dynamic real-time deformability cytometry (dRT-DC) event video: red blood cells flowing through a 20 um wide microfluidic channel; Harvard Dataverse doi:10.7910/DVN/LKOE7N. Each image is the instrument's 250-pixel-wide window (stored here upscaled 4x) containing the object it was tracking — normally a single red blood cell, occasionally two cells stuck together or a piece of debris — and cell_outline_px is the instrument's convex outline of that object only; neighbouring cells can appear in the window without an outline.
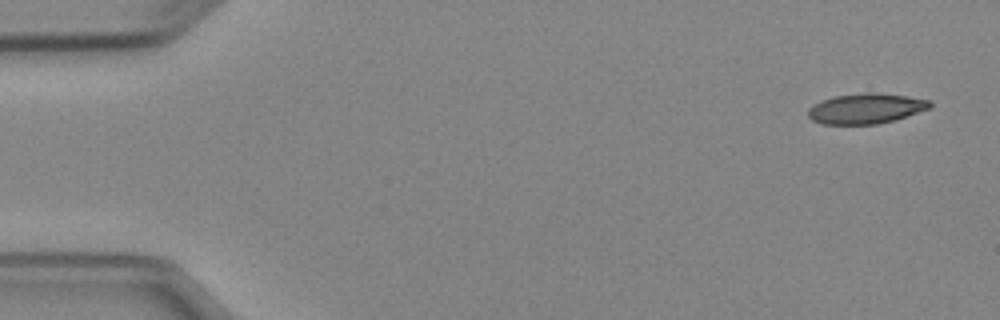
{"species": "Egyptian fruit bat (a non-hibernating species)", "species_latin": "Rousettus aegyptiacus", "temperature_condition": "cold", "stored_images_in_passage": 6, "camera_frame_rate_fps": 3000, "um_per_image_px": 0.085, "animal": {"sex": "female"}, "frame": {"image": 1, "passage_image": 1, "time_ms": 0.0, "image_size_px": [1000, 320], "cell_outline_px": [[932, 108], [892, 120], [876, 124], [824, 124], [812, 120], [808, 116], [808, 108], [812, 104], [820, 100], [836, 96], [868, 92], [876, 92], [908, 96], [932, 100]], "centroid_in_image_um": [73.61, 9.21], "position_along_channel_um": 11.4, "area_um2": 21.56}}
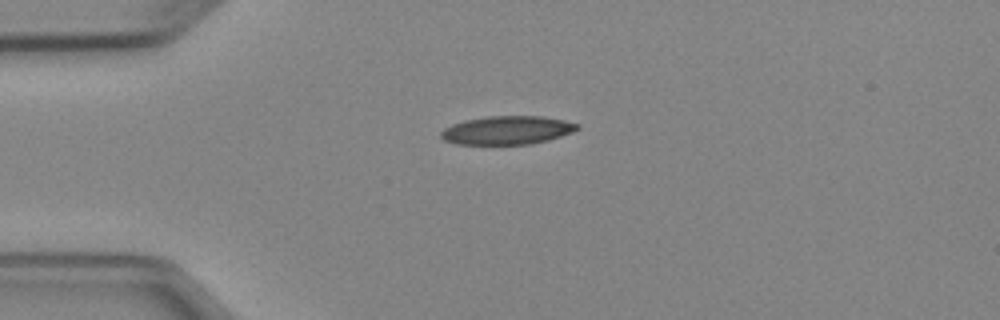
{"frame": {"image": 2, "passage_image": 3, "time_ms": 3.333, "image_size_px": [1000, 320], "cell_outline_px": [[580, 128], [572, 132], [548, 140], [532, 144], [456, 144], [444, 140], [440, 136], [440, 132], [444, 128], [452, 124], [464, 120], [488, 116], [544, 116], [564, 120], [580, 124]], "centroid_in_image_um": [43.11, 11.06], "position_along_channel_um": 41.9, "area_um2": 22.72}}
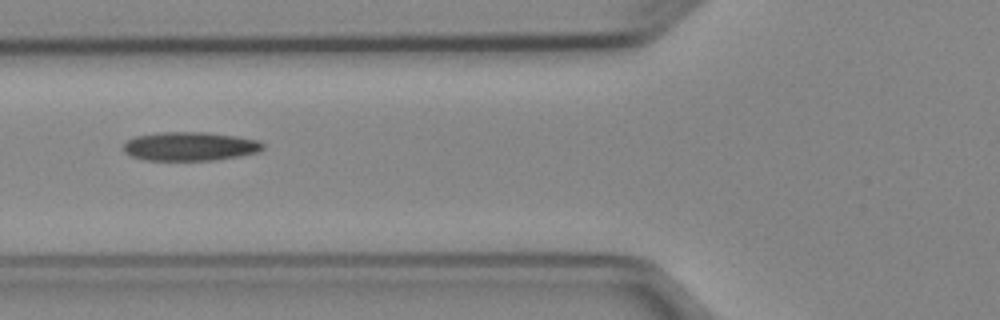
{"frame": {"image": 3, "passage_image": 5, "time_ms": 5.667, "image_size_px": [1000, 320], "cell_outline_px": [[264, 148], [260, 152], [240, 156], [216, 160], [144, 160], [132, 156], [124, 152], [124, 144], [128, 140], [136, 136], [160, 132], [208, 132], [236, 136], [260, 140], [264, 144]], "centroid_in_image_um": [16.2, 12.44], "position_along_channel_um": 109.6, "area_um2": 23.58}}